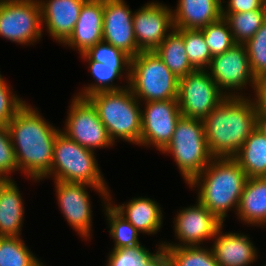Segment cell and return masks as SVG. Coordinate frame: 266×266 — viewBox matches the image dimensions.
I'll list each match as a JSON object with an SVG mask.
<instances>
[{"label": "cell", "instance_id": "cell-1", "mask_svg": "<svg viewBox=\"0 0 266 266\" xmlns=\"http://www.w3.org/2000/svg\"><path fill=\"white\" fill-rule=\"evenodd\" d=\"M18 165L33 182L51 170L54 143L61 131L41 116L37 108L26 103L6 125Z\"/></svg>", "mask_w": 266, "mask_h": 266}, {"label": "cell", "instance_id": "cell-2", "mask_svg": "<svg viewBox=\"0 0 266 266\" xmlns=\"http://www.w3.org/2000/svg\"><path fill=\"white\" fill-rule=\"evenodd\" d=\"M210 153L233 158L257 127V111L250 96L227 97L203 120Z\"/></svg>", "mask_w": 266, "mask_h": 266}, {"label": "cell", "instance_id": "cell-3", "mask_svg": "<svg viewBox=\"0 0 266 266\" xmlns=\"http://www.w3.org/2000/svg\"><path fill=\"white\" fill-rule=\"evenodd\" d=\"M246 180V173L233 158H214L187 186L197 187L196 200L224 224L229 210L237 213Z\"/></svg>", "mask_w": 266, "mask_h": 266}, {"label": "cell", "instance_id": "cell-4", "mask_svg": "<svg viewBox=\"0 0 266 266\" xmlns=\"http://www.w3.org/2000/svg\"><path fill=\"white\" fill-rule=\"evenodd\" d=\"M97 110L110 139H118L140 146L142 107L130 87L103 91L87 97Z\"/></svg>", "mask_w": 266, "mask_h": 266}, {"label": "cell", "instance_id": "cell-5", "mask_svg": "<svg viewBox=\"0 0 266 266\" xmlns=\"http://www.w3.org/2000/svg\"><path fill=\"white\" fill-rule=\"evenodd\" d=\"M99 165L95 151L79 145L60 131L54 143L51 170L41 180L53 177L54 181L108 188Z\"/></svg>", "mask_w": 266, "mask_h": 266}, {"label": "cell", "instance_id": "cell-6", "mask_svg": "<svg viewBox=\"0 0 266 266\" xmlns=\"http://www.w3.org/2000/svg\"><path fill=\"white\" fill-rule=\"evenodd\" d=\"M162 153L172 154L186 184L214 159L207 145L203 121L185 116L179 118L172 139Z\"/></svg>", "mask_w": 266, "mask_h": 266}, {"label": "cell", "instance_id": "cell-7", "mask_svg": "<svg viewBox=\"0 0 266 266\" xmlns=\"http://www.w3.org/2000/svg\"><path fill=\"white\" fill-rule=\"evenodd\" d=\"M129 87L140 103L177 100L179 79L155 51H141L131 58Z\"/></svg>", "mask_w": 266, "mask_h": 266}, {"label": "cell", "instance_id": "cell-8", "mask_svg": "<svg viewBox=\"0 0 266 266\" xmlns=\"http://www.w3.org/2000/svg\"><path fill=\"white\" fill-rule=\"evenodd\" d=\"M206 70L227 97H246L243 90L248 86L255 90L259 81L252 72L244 44L236 43L224 53L213 56Z\"/></svg>", "mask_w": 266, "mask_h": 266}, {"label": "cell", "instance_id": "cell-9", "mask_svg": "<svg viewBox=\"0 0 266 266\" xmlns=\"http://www.w3.org/2000/svg\"><path fill=\"white\" fill-rule=\"evenodd\" d=\"M38 0H0V37L30 45L43 36Z\"/></svg>", "mask_w": 266, "mask_h": 266}, {"label": "cell", "instance_id": "cell-10", "mask_svg": "<svg viewBox=\"0 0 266 266\" xmlns=\"http://www.w3.org/2000/svg\"><path fill=\"white\" fill-rule=\"evenodd\" d=\"M56 198L59 210L62 212L68 225L77 234L86 240H90L92 235V205L90 194L87 188H92L102 197V204L108 202L109 188H98L85 183H68L54 181Z\"/></svg>", "mask_w": 266, "mask_h": 266}, {"label": "cell", "instance_id": "cell-11", "mask_svg": "<svg viewBox=\"0 0 266 266\" xmlns=\"http://www.w3.org/2000/svg\"><path fill=\"white\" fill-rule=\"evenodd\" d=\"M73 97L61 132L92 151L114 146L91 101L86 97Z\"/></svg>", "mask_w": 266, "mask_h": 266}, {"label": "cell", "instance_id": "cell-12", "mask_svg": "<svg viewBox=\"0 0 266 266\" xmlns=\"http://www.w3.org/2000/svg\"><path fill=\"white\" fill-rule=\"evenodd\" d=\"M226 98L207 70H195L179 79L177 100L182 116L203 120Z\"/></svg>", "mask_w": 266, "mask_h": 266}, {"label": "cell", "instance_id": "cell-13", "mask_svg": "<svg viewBox=\"0 0 266 266\" xmlns=\"http://www.w3.org/2000/svg\"><path fill=\"white\" fill-rule=\"evenodd\" d=\"M177 243L161 242L162 247L201 246L215 237L223 223L198 200L194 206L184 207L173 220Z\"/></svg>", "mask_w": 266, "mask_h": 266}, {"label": "cell", "instance_id": "cell-14", "mask_svg": "<svg viewBox=\"0 0 266 266\" xmlns=\"http://www.w3.org/2000/svg\"><path fill=\"white\" fill-rule=\"evenodd\" d=\"M145 106H142L144 105ZM142 129L140 146L155 147L162 152L170 143L179 118L178 100L141 103Z\"/></svg>", "mask_w": 266, "mask_h": 266}, {"label": "cell", "instance_id": "cell-15", "mask_svg": "<svg viewBox=\"0 0 266 266\" xmlns=\"http://www.w3.org/2000/svg\"><path fill=\"white\" fill-rule=\"evenodd\" d=\"M133 28L138 48L154 51L174 30L172 8L157 1L144 4L133 13Z\"/></svg>", "mask_w": 266, "mask_h": 266}, {"label": "cell", "instance_id": "cell-16", "mask_svg": "<svg viewBox=\"0 0 266 266\" xmlns=\"http://www.w3.org/2000/svg\"><path fill=\"white\" fill-rule=\"evenodd\" d=\"M124 0H104L103 41L122 50L130 58L138 55L133 13Z\"/></svg>", "mask_w": 266, "mask_h": 266}, {"label": "cell", "instance_id": "cell-17", "mask_svg": "<svg viewBox=\"0 0 266 266\" xmlns=\"http://www.w3.org/2000/svg\"><path fill=\"white\" fill-rule=\"evenodd\" d=\"M41 8L42 27L59 44L72 34L82 6L87 0H38Z\"/></svg>", "mask_w": 266, "mask_h": 266}, {"label": "cell", "instance_id": "cell-18", "mask_svg": "<svg viewBox=\"0 0 266 266\" xmlns=\"http://www.w3.org/2000/svg\"><path fill=\"white\" fill-rule=\"evenodd\" d=\"M103 11L104 0H87L81 8L72 34L63 46L76 49L81 55L103 41Z\"/></svg>", "mask_w": 266, "mask_h": 266}, {"label": "cell", "instance_id": "cell-19", "mask_svg": "<svg viewBox=\"0 0 266 266\" xmlns=\"http://www.w3.org/2000/svg\"><path fill=\"white\" fill-rule=\"evenodd\" d=\"M218 229L212 239V252L219 266H250L257 261L258 252L253 241L244 233H223Z\"/></svg>", "mask_w": 266, "mask_h": 266}, {"label": "cell", "instance_id": "cell-20", "mask_svg": "<svg viewBox=\"0 0 266 266\" xmlns=\"http://www.w3.org/2000/svg\"><path fill=\"white\" fill-rule=\"evenodd\" d=\"M112 196L108 194V202L127 221H129L138 231L148 235H155L160 231L163 224V214L154 199L148 197H135L126 204H113Z\"/></svg>", "mask_w": 266, "mask_h": 266}, {"label": "cell", "instance_id": "cell-21", "mask_svg": "<svg viewBox=\"0 0 266 266\" xmlns=\"http://www.w3.org/2000/svg\"><path fill=\"white\" fill-rule=\"evenodd\" d=\"M11 179H0V236L22 237L24 201L19 187Z\"/></svg>", "mask_w": 266, "mask_h": 266}, {"label": "cell", "instance_id": "cell-22", "mask_svg": "<svg viewBox=\"0 0 266 266\" xmlns=\"http://www.w3.org/2000/svg\"><path fill=\"white\" fill-rule=\"evenodd\" d=\"M222 0H178L172 9L174 28L201 29L222 17Z\"/></svg>", "mask_w": 266, "mask_h": 266}, {"label": "cell", "instance_id": "cell-23", "mask_svg": "<svg viewBox=\"0 0 266 266\" xmlns=\"http://www.w3.org/2000/svg\"><path fill=\"white\" fill-rule=\"evenodd\" d=\"M236 214L245 225L266 226V177L247 178Z\"/></svg>", "mask_w": 266, "mask_h": 266}, {"label": "cell", "instance_id": "cell-24", "mask_svg": "<svg viewBox=\"0 0 266 266\" xmlns=\"http://www.w3.org/2000/svg\"><path fill=\"white\" fill-rule=\"evenodd\" d=\"M80 56L84 61L88 62L90 74L92 75L91 77H93L95 82L93 81L92 84L86 85L75 95L87 98L94 93L121 90L129 86L130 65H108L99 63L93 61L86 53ZM123 76L126 79L127 85L121 86L116 84V86L115 83H113L114 80H120Z\"/></svg>", "mask_w": 266, "mask_h": 266}, {"label": "cell", "instance_id": "cell-25", "mask_svg": "<svg viewBox=\"0 0 266 266\" xmlns=\"http://www.w3.org/2000/svg\"><path fill=\"white\" fill-rule=\"evenodd\" d=\"M233 159L244 170L247 178L266 177V136L258 126Z\"/></svg>", "mask_w": 266, "mask_h": 266}, {"label": "cell", "instance_id": "cell-26", "mask_svg": "<svg viewBox=\"0 0 266 266\" xmlns=\"http://www.w3.org/2000/svg\"><path fill=\"white\" fill-rule=\"evenodd\" d=\"M154 51L178 79L196 70L188 60L183 35L177 29L170 32Z\"/></svg>", "mask_w": 266, "mask_h": 266}, {"label": "cell", "instance_id": "cell-27", "mask_svg": "<svg viewBox=\"0 0 266 266\" xmlns=\"http://www.w3.org/2000/svg\"><path fill=\"white\" fill-rule=\"evenodd\" d=\"M103 208L105 217H107L108 232L114 241L112 250L145 247L139 241L138 235L141 232L122 217L109 202L104 203Z\"/></svg>", "mask_w": 266, "mask_h": 266}, {"label": "cell", "instance_id": "cell-28", "mask_svg": "<svg viewBox=\"0 0 266 266\" xmlns=\"http://www.w3.org/2000/svg\"><path fill=\"white\" fill-rule=\"evenodd\" d=\"M227 21L235 43L245 44L266 21V10L222 14Z\"/></svg>", "mask_w": 266, "mask_h": 266}, {"label": "cell", "instance_id": "cell-29", "mask_svg": "<svg viewBox=\"0 0 266 266\" xmlns=\"http://www.w3.org/2000/svg\"><path fill=\"white\" fill-rule=\"evenodd\" d=\"M22 239L0 236V266H46Z\"/></svg>", "mask_w": 266, "mask_h": 266}, {"label": "cell", "instance_id": "cell-30", "mask_svg": "<svg viewBox=\"0 0 266 266\" xmlns=\"http://www.w3.org/2000/svg\"><path fill=\"white\" fill-rule=\"evenodd\" d=\"M205 246L164 247L171 266H219L212 249ZM208 248V249H207Z\"/></svg>", "mask_w": 266, "mask_h": 266}, {"label": "cell", "instance_id": "cell-31", "mask_svg": "<svg viewBox=\"0 0 266 266\" xmlns=\"http://www.w3.org/2000/svg\"><path fill=\"white\" fill-rule=\"evenodd\" d=\"M177 29L182 35L190 64L196 70H206L212 59L209 47L204 42L201 29Z\"/></svg>", "mask_w": 266, "mask_h": 266}, {"label": "cell", "instance_id": "cell-32", "mask_svg": "<svg viewBox=\"0 0 266 266\" xmlns=\"http://www.w3.org/2000/svg\"><path fill=\"white\" fill-rule=\"evenodd\" d=\"M201 30L204 35V42L209 47L212 57L224 53L236 44L229 25L223 17L206 25Z\"/></svg>", "mask_w": 266, "mask_h": 266}, {"label": "cell", "instance_id": "cell-33", "mask_svg": "<svg viewBox=\"0 0 266 266\" xmlns=\"http://www.w3.org/2000/svg\"><path fill=\"white\" fill-rule=\"evenodd\" d=\"M244 45L252 72L259 80L266 74V21Z\"/></svg>", "mask_w": 266, "mask_h": 266}, {"label": "cell", "instance_id": "cell-34", "mask_svg": "<svg viewBox=\"0 0 266 266\" xmlns=\"http://www.w3.org/2000/svg\"><path fill=\"white\" fill-rule=\"evenodd\" d=\"M0 73V125H7L16 113L27 103L11 90Z\"/></svg>", "mask_w": 266, "mask_h": 266}, {"label": "cell", "instance_id": "cell-35", "mask_svg": "<svg viewBox=\"0 0 266 266\" xmlns=\"http://www.w3.org/2000/svg\"><path fill=\"white\" fill-rule=\"evenodd\" d=\"M86 54L93 61L108 65H130L131 61V58L122 50L105 41L98 42Z\"/></svg>", "mask_w": 266, "mask_h": 266}, {"label": "cell", "instance_id": "cell-36", "mask_svg": "<svg viewBox=\"0 0 266 266\" xmlns=\"http://www.w3.org/2000/svg\"><path fill=\"white\" fill-rule=\"evenodd\" d=\"M15 171H18V165L11 138L7 126L0 125V179H11V173Z\"/></svg>", "mask_w": 266, "mask_h": 266}, {"label": "cell", "instance_id": "cell-37", "mask_svg": "<svg viewBox=\"0 0 266 266\" xmlns=\"http://www.w3.org/2000/svg\"><path fill=\"white\" fill-rule=\"evenodd\" d=\"M149 253L147 247L111 250L106 266H139Z\"/></svg>", "mask_w": 266, "mask_h": 266}, {"label": "cell", "instance_id": "cell-38", "mask_svg": "<svg viewBox=\"0 0 266 266\" xmlns=\"http://www.w3.org/2000/svg\"><path fill=\"white\" fill-rule=\"evenodd\" d=\"M222 14L266 10V0H222ZM223 2L226 4L223 5Z\"/></svg>", "mask_w": 266, "mask_h": 266}, {"label": "cell", "instance_id": "cell-39", "mask_svg": "<svg viewBox=\"0 0 266 266\" xmlns=\"http://www.w3.org/2000/svg\"><path fill=\"white\" fill-rule=\"evenodd\" d=\"M156 252H150L139 266H171L170 258L166 249L156 246Z\"/></svg>", "mask_w": 266, "mask_h": 266}, {"label": "cell", "instance_id": "cell-40", "mask_svg": "<svg viewBox=\"0 0 266 266\" xmlns=\"http://www.w3.org/2000/svg\"><path fill=\"white\" fill-rule=\"evenodd\" d=\"M254 97H252L256 111L257 118H266V86L259 80L254 90Z\"/></svg>", "mask_w": 266, "mask_h": 266}, {"label": "cell", "instance_id": "cell-41", "mask_svg": "<svg viewBox=\"0 0 266 266\" xmlns=\"http://www.w3.org/2000/svg\"><path fill=\"white\" fill-rule=\"evenodd\" d=\"M257 126L266 136V118H257Z\"/></svg>", "mask_w": 266, "mask_h": 266}, {"label": "cell", "instance_id": "cell-42", "mask_svg": "<svg viewBox=\"0 0 266 266\" xmlns=\"http://www.w3.org/2000/svg\"><path fill=\"white\" fill-rule=\"evenodd\" d=\"M266 86V74L259 79Z\"/></svg>", "mask_w": 266, "mask_h": 266}]
</instances>
